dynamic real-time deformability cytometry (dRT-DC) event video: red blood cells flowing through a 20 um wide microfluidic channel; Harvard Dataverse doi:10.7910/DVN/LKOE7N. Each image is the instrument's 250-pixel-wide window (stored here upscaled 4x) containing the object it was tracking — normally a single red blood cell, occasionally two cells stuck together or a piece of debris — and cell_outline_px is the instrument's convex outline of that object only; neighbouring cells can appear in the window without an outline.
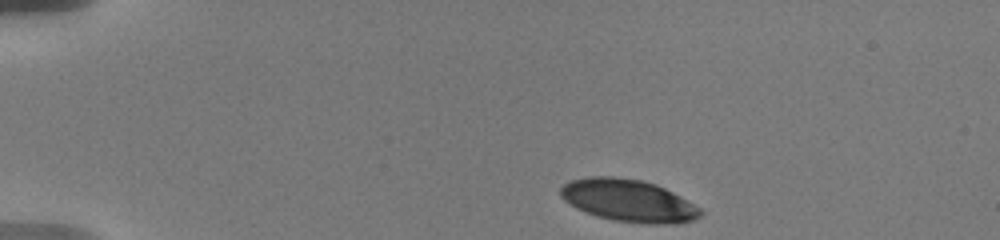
{"species": "human", "species_latin": "Homo sapiens", "temperature_condition": "warm", "stored_images_in_passage": 8, "camera_frame_rate_fps": 3000, "um_per_image_px": 0.085, "donor": {"sex": "male"}, "frame": {"image": 1, "passage_image": 1, "time_ms": 0.0, "image_size_px": [1000, 240], "cell_outline_px": [[704, 212], [700, 216], [692, 220], [676, 224], [652, 224], [612, 220], [596, 216], [576, 208], [564, 200], [560, 196], [560, 188], [564, 184], [572, 180], [588, 176], [612, 176], [640, 180], [656, 184], [688, 200], [700, 208]], "centroid_in_image_um": [53.42, 17.05], "position_along_channel_um": 31.6, "area_um2": 34.51}}
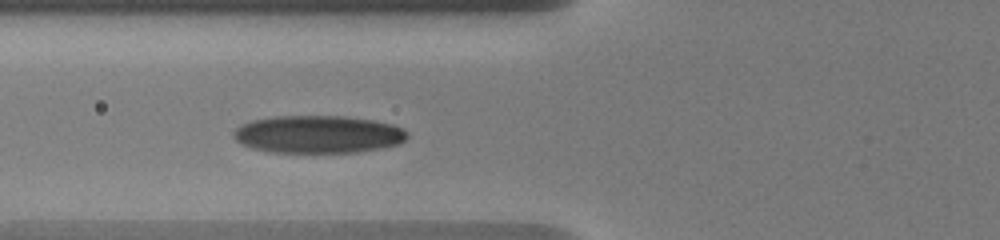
{"frame": {"image": 2, "passage_image": 5, "time_ms": 4.0, "image_size_px": [1000, 240], "cell_outline_px": [[408, 136], [400, 144], [384, 148], [356, 152], [272, 152], [252, 148], [240, 144], [232, 136], [232, 132], [240, 124], [252, 120], [276, 116], [344, 116], [372, 120], [392, 124], [404, 128], [408, 132]], "centroid_in_image_um": [27.04, 11.41], "position_along_channel_um": 98.8, "area_um2": 38.38}}
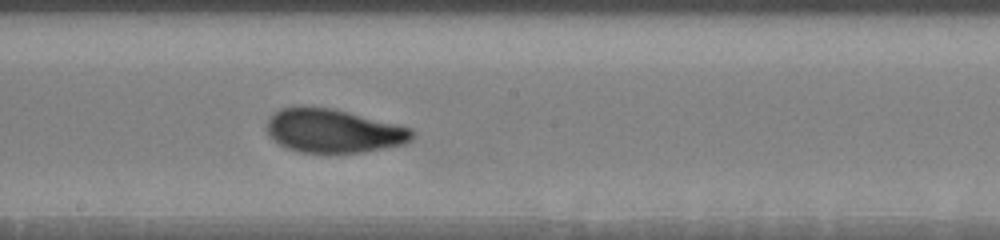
{"frame": {"image": 3, "passage_image": 8, "time_ms": 7.333, "image_size_px": [1000, 240], "cell_outline_px": [[416, 136], [412, 140], [404, 144], [364, 152], [328, 156], [300, 152], [288, 148], [272, 140], [268, 136], [268, 116], [272, 112], [280, 108], [296, 104], [304, 104], [332, 108], [400, 124], [412, 128], [416, 132]], "centroid_in_image_um": [28.33, 11.13], "position_along_channel_um": 219.9, "area_um2": 38.78}}